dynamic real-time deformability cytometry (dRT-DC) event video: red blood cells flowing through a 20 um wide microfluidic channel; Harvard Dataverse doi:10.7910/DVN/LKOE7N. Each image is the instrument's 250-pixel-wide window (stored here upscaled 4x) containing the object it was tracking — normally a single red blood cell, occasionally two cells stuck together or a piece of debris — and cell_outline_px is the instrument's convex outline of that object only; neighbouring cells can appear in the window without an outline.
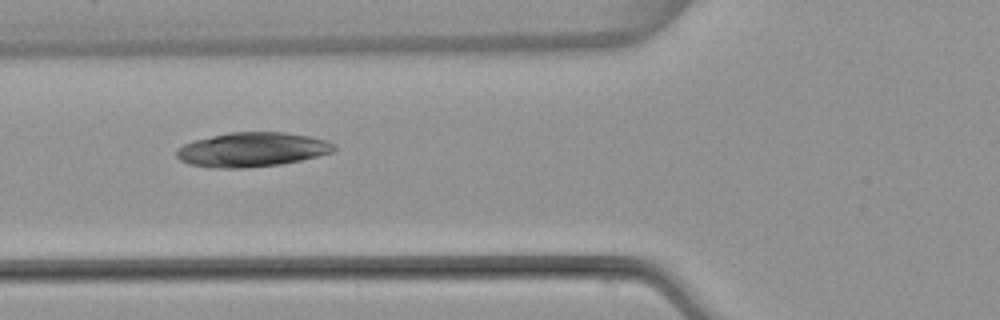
{"species": "common noctule bat (a hibernating species)", "species_latin": "Nyctalus noctula", "temperature_condition": "warm", "stored_images_in_passage": 4, "camera_frame_rate_fps": 3000, "um_per_image_px": 0.085, "animal": {"sex": "female", "body_mass_g": 22.7, "forearm_length_mm": 54.2}, "frame": {"image": 1, "passage_image": 4, "time_ms": 4.0, "image_size_px": [1000, 320], "cell_outline_px": [[336, 148], [332, 152], [300, 160], [280, 164], [244, 168], [212, 168], [188, 164], [180, 160], [176, 156], [176, 148], [184, 144], [196, 140], [212, 136], [232, 132], [284, 132], [308, 136], [328, 140]], "centroid_in_image_um": [21.39, 12.72], "position_along_channel_um": 104.4, "area_um2": 31.39}}